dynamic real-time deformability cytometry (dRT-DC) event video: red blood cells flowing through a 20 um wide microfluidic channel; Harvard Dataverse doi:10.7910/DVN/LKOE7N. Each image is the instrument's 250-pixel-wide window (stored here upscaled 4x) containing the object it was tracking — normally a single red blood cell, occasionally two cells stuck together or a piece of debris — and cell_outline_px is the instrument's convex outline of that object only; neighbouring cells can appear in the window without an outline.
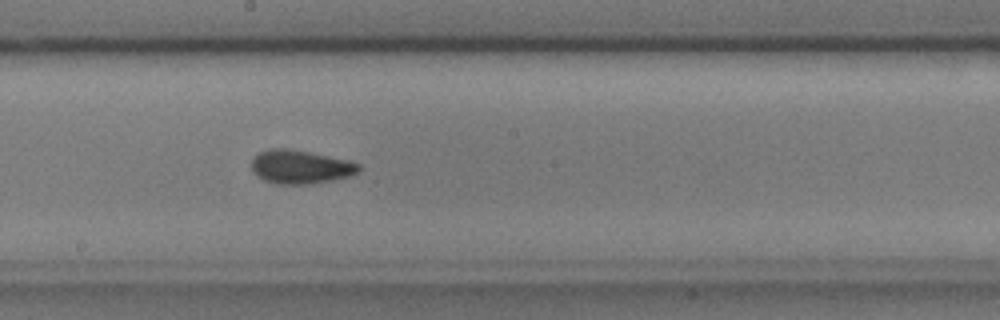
{"species": "common noctule bat (a hibernating species)", "species_latin": "Nyctalus noctula", "temperature_condition": "cold", "stored_images_in_passage": 37, "camera_frame_rate_fps": 3000, "um_per_image_px": 0.085, "animal": {"sex": "male", "body_mass_g": 17.9, "forearm_length_mm": 54.2}, "frame": {"image": 1, "passage_image": 16, "time_ms": 5.0, "image_size_px": [1000, 320], "cell_outline_px": [[360, 172], [348, 176], [332, 180], [312, 184], [276, 184], [264, 180], [256, 176], [252, 168], [252, 160], [260, 152], [272, 148], [288, 148], [348, 160], [360, 164]], "centroid_in_image_um": [25.54, 14.19], "position_along_channel_um": 222.7, "area_um2": 20.92}, "authors_computed_cell_mechanics": {"area_um2": 19.8254, "velocity_mm_per_s": 3.5685, "shape_relaxation_time_tau1_ms": 4.7121, "shape_relaxation_time_tau2_ms": 2.9252, "deformation_change_tau1": 0.1115, "deformation_change_tau2": 0.0773}}